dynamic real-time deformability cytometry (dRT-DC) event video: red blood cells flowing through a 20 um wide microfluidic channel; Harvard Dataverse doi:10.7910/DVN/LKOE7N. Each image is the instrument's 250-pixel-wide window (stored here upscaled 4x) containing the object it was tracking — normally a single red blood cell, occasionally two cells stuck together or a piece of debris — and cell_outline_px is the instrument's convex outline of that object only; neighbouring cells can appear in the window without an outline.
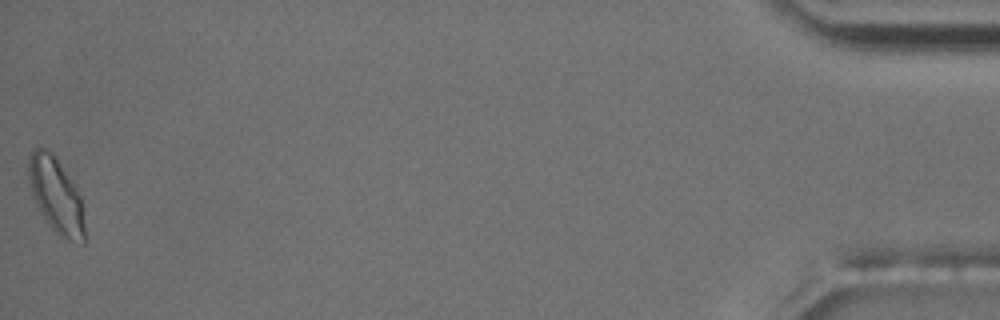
{"species": "common noctule bat (a hibernating species)", "species_latin": "Nyctalus noctula", "temperature_condition": "room temperature", "stored_images_in_passage": 55, "camera_frame_rate_fps": 3000, "um_per_image_px": 0.085, "animal": {"sex": "male", "body_mass_g": 17.5, "forearm_length_mm": 52.3}, "frame": {"image": 1, "passage_image": 55, "time_ms": 18.0, "image_size_px": [1000, 320], "cell_outline_px": [[84, 244], [68, 240], [52, 228], [40, 212], [32, 196], [28, 172], [28, 156], [32, 148], [44, 148], [52, 152], [76, 184], [80, 196], [84, 228]], "centroid_in_image_um": [4.75, 16.55], "position_along_channel_um": 430.4, "area_um2": 24.57}, "authors_computed_cell_mechanics": {"area_um2": 17.8602, "velocity_mm_per_s": 3.6668, "shape_relaxation_time_tau1_ms": 4.4329, "shape_relaxation_time_tau2_ms": null, "deformation_change_tau1": 0.1479, "deformation_change_tau2": null}}